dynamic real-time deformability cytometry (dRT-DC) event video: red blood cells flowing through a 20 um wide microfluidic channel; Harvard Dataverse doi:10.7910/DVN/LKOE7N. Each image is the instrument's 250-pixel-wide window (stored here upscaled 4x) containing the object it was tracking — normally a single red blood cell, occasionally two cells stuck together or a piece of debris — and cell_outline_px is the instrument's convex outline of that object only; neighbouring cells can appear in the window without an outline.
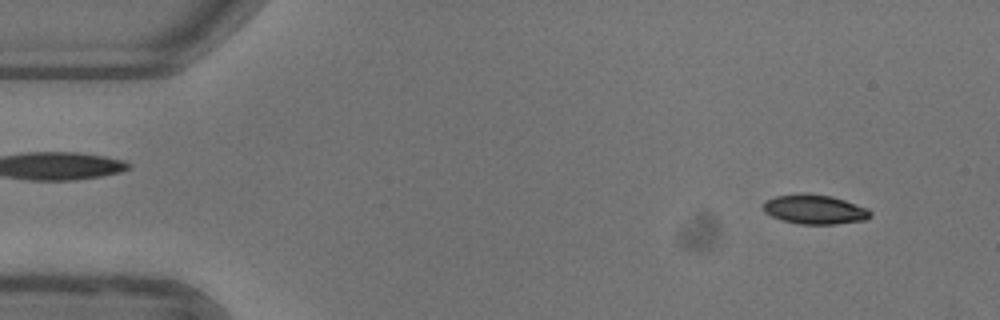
{"species": "common noctule bat (a hibernating species)", "species_latin": "Nyctalus noctula", "temperature_condition": "warm", "stored_images_in_passage": 52, "camera_frame_rate_fps": 3000, "um_per_image_px": 0.085, "animal": {"sex": "female"}, "frame": {"image": 1, "passage_image": 4, "time_ms": 1.0, "image_size_px": [1000, 320], "cell_outline_px": [[872, 216], [864, 220], [836, 224], [800, 224], [780, 220], [764, 212], [764, 200], [776, 196], [800, 192], [804, 192], [832, 196], [868, 208], [872, 212]], "centroid_in_image_um": [69.24, 17.78], "position_along_channel_um": 15.8, "area_um2": 18.61}}
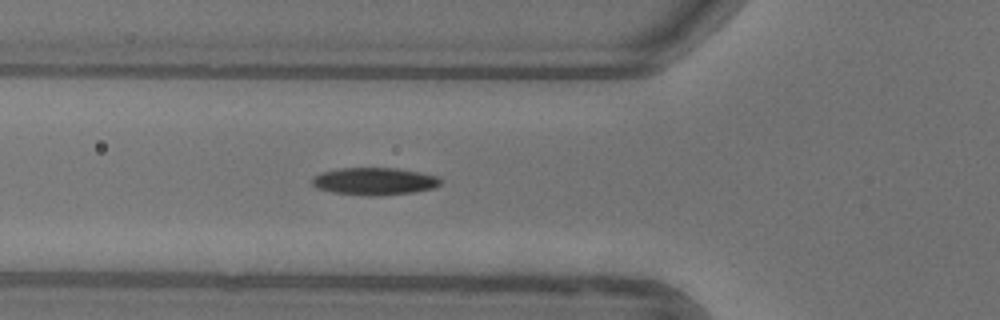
{"frame": {"image": 2, "passage_image": 18, "time_ms": 5.667, "image_size_px": [1000, 320], "cell_outline_px": [[440, 184], [432, 188], [412, 192], [376, 196], [368, 196], [332, 192], [316, 188], [312, 184], [312, 176], [320, 172], [340, 168], [396, 168], [420, 172], [436, 176], [440, 180]], "centroid_in_image_um": [31.76, 15.4], "position_along_channel_um": 94.0, "area_um2": 20.46}}
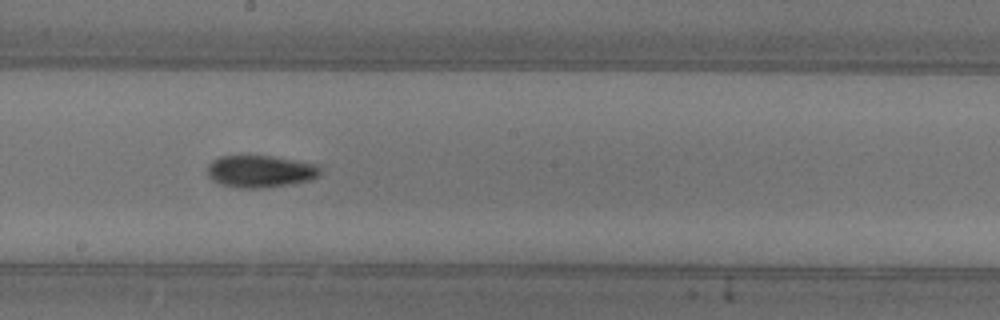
{"frame": {"image": 3, "passage_image": 28, "time_ms": 9.0, "image_size_px": [1000, 320], "cell_outline_px": [[320, 172], [312, 180], [292, 184], [264, 188], [236, 188], [220, 184], [212, 180], [208, 176], [208, 164], [212, 160], [220, 156], [272, 156], [316, 164], [320, 168]], "centroid_in_image_um": [22.1, 14.58], "position_along_channel_um": 226.1, "area_um2": 21.21}, "authors_computed_cell_mechanics": {"area_um2": 19.5364, "velocity_mm_per_s": 3.9484, "shape_relaxation_time_tau1_ms": 4.6558, "shape_relaxation_time_tau2_ms": 6.9221, "deformation_change_tau1": 0.1482, "deformation_change_tau2": 0.1235}}